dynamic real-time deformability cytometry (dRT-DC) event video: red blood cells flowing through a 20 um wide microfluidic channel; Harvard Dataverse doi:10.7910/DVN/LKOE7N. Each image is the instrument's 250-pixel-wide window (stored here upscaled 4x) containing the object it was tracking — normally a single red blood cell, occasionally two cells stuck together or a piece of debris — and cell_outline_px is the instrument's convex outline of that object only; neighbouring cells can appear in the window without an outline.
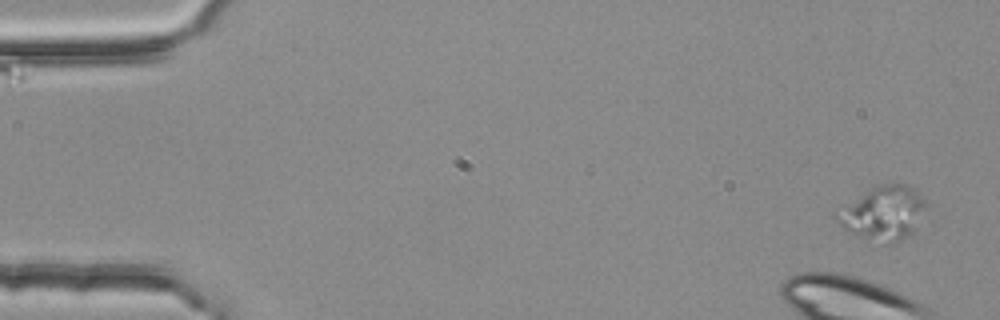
{"species": "common noctule bat (a hibernating species)", "species_latin": "Nyctalus noctula", "temperature_condition": "room temperature", "stored_images_in_passage": 49, "camera_frame_rate_fps": 3000, "um_per_image_px": 0.085, "animal": {"sex": "female", "body_mass_g": 25.1}, "frame": {"image": 1, "passage_image": 1, "time_ms": 0.0, "image_size_px": [1000, 320], "cell_outline_px": [[928, 204], [912, 232], [908, 236], [900, 240], [892, 240], [864, 236], [844, 228], [832, 216], [868, 188], [876, 184], [904, 184], [916, 188]], "centroid_in_image_um": [75.12, 18.01], "position_along_channel_um": 9.9, "area_um2": 26.88}}